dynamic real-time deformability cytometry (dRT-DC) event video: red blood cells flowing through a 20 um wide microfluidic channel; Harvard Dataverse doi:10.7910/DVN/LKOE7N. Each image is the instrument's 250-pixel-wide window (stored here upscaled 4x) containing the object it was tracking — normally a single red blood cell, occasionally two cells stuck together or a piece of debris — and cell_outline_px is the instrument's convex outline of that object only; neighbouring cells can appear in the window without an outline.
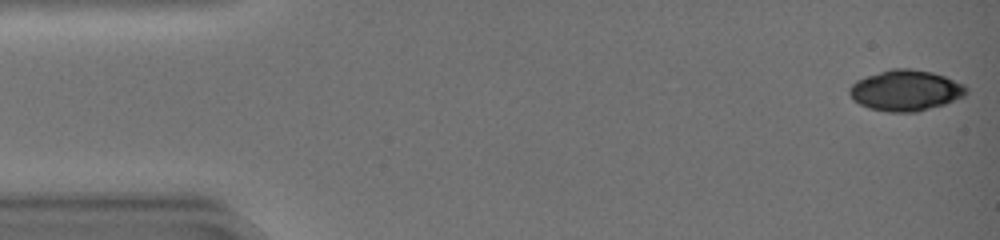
{"species": "common noctule bat (a hibernating species)", "species_latin": "Nyctalus noctula", "temperature_condition": "warm", "stored_images_in_passage": 10, "camera_frame_rate_fps": 3000, "um_per_image_px": 0.085, "animal": {"sex": "female", "body_mass_g": 19.0, "forearm_length_mm": 51.5}, "frame": {"image": 1, "passage_image": 1, "time_ms": 0.0, "image_size_px": [1000, 240], "cell_outline_px": [[968, 92], [964, 96], [944, 104], [916, 112], [888, 112], [868, 108], [860, 104], [848, 92], [848, 88], [856, 80], [892, 68], [908, 68], [932, 72], [944, 76], [964, 84], [968, 88]], "centroid_in_image_um": [76.99, 7.69], "position_along_channel_um": 8.0, "area_um2": 27.63}}